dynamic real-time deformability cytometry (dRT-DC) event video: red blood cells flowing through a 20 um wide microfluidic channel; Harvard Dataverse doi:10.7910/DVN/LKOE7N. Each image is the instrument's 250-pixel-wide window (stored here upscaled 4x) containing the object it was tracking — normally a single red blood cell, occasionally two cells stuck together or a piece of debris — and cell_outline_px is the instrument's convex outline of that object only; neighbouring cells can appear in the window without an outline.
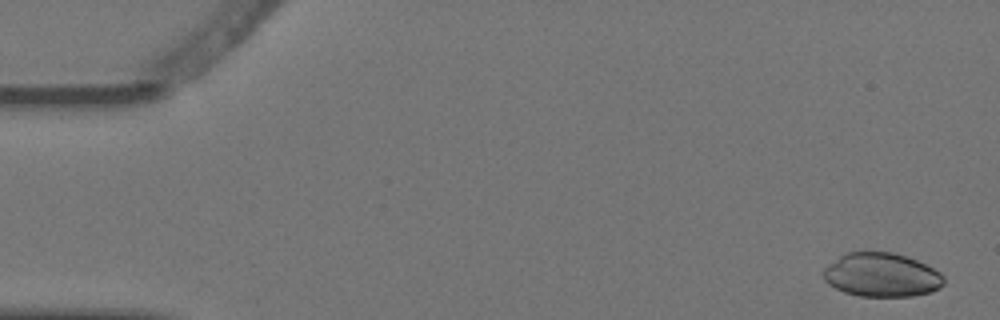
{"species": "Egyptian fruit bat (a non-hibernating species)", "species_latin": "Rousettus aegyptiacus", "temperature_condition": "warm", "stored_images_in_passage": 4, "camera_frame_rate_fps": 3000, "um_per_image_px": 0.085, "animal": {"sex": "female"}, "frame": {"image": 1, "passage_image": 1, "time_ms": 0.0, "image_size_px": [1000, 320], "cell_outline_px": [[944, 284], [940, 288], [932, 292], [912, 296], [860, 296], [844, 292], [828, 284], [824, 280], [824, 268], [828, 264], [844, 252], [892, 252], [916, 260], [940, 272], [944, 276]], "centroid_in_image_um": [74.93, 23.37], "position_along_channel_um": 10.1, "area_um2": 30.81}}
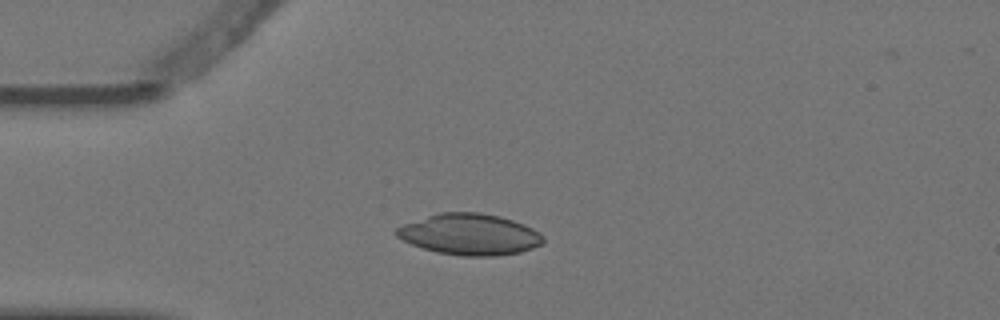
{"frame": {"image": 2, "passage_image": 4, "time_ms": 1.0, "image_size_px": [1000, 320], "cell_outline_px": [[544, 244], [520, 252], [492, 256], [460, 256], [436, 252], [412, 244], [396, 236], [392, 232], [396, 228], [404, 224], [440, 212], [480, 212], [500, 216], [524, 224], [540, 232], [544, 236]], "centroid_in_image_um": [39.94, 19.92], "position_along_channel_um": 45.1, "area_um2": 35.26}}